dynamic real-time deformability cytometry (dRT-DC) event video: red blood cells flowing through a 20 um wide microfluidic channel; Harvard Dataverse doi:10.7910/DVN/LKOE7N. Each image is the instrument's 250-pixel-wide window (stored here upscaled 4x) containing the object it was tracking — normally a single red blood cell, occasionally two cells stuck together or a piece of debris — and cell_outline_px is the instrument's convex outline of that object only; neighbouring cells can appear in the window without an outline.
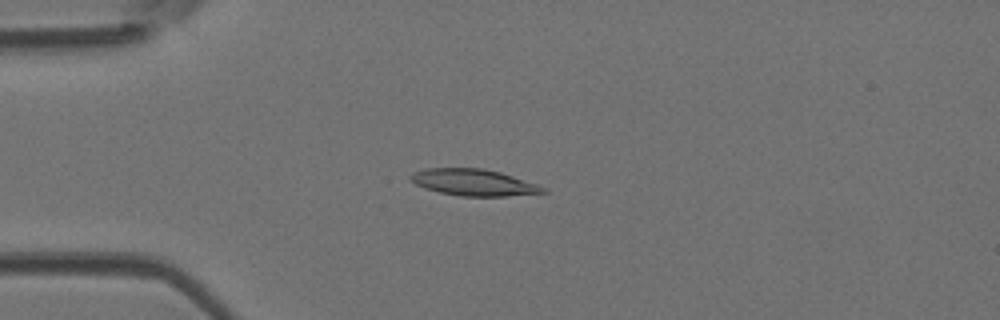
{"species": "Egyptian fruit bat (a non-hibernating species)", "species_latin": "Rousettus aegyptiacus", "temperature_condition": "room temperature", "stored_images_in_passage": 49, "camera_frame_rate_fps": 3000, "um_per_image_px": 0.085, "animal": {"sex": "female"}, "frame": {"image": 1, "passage_image": 12, "time_ms": 3.667, "image_size_px": [1000, 320], "cell_outline_px": [[548, 192], [504, 196], [460, 196], [440, 192], [424, 188], [408, 180], [408, 176], [412, 172], [424, 168], [484, 168], [500, 172], [548, 188]], "centroid_in_image_um": [40.21, 15.5], "position_along_channel_um": 44.8, "area_um2": 20.58}}
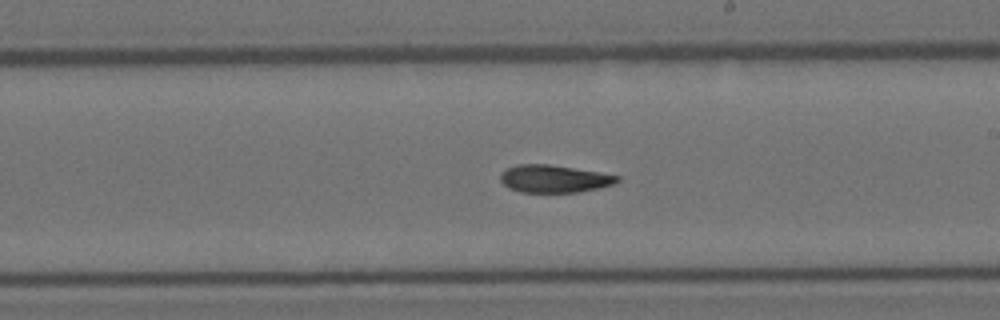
{"frame": {"image": 2, "passage_image": 28, "time_ms": 9.0, "image_size_px": [1000, 320], "cell_outline_px": [[620, 180], [616, 184], [600, 188], [580, 192], [520, 192], [508, 188], [500, 180], [500, 172], [516, 164], [548, 164], [620, 176]], "centroid_in_image_um": [47.09, 15.2], "position_along_channel_um": 241.9, "area_um2": 18.79}}
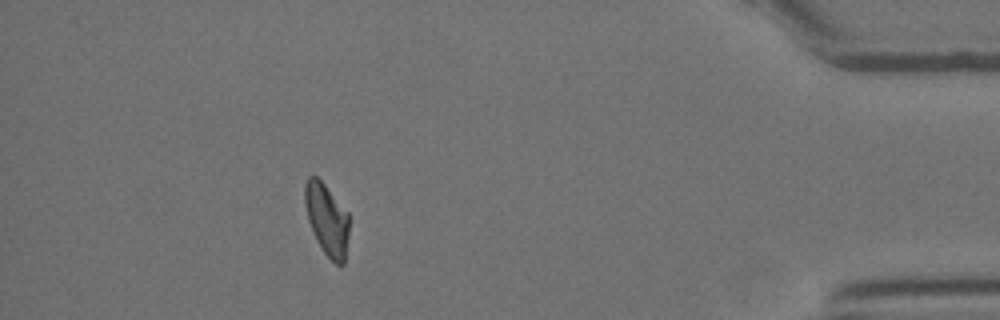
{"frame": {"image": 3, "passage_image": 44, "time_ms": 14.333, "image_size_px": [1000, 320], "cell_outline_px": [[348, 236], [344, 264], [336, 264], [324, 252], [316, 240], [308, 220], [304, 204], [304, 184], [308, 176], [316, 176], [324, 184], [348, 212]], "centroid_in_image_um": [27.76, 18.63], "position_along_channel_um": 407.4, "area_um2": 18.38}, "authors_computed_cell_mechanics": {"area_um2": 19.5942, "velocity_mm_per_s": 4.0673, "shape_relaxation_time_tau1_ms": null, "shape_relaxation_time_tau2_ms": 5.4281, "deformation_change_tau1": null, "deformation_change_tau2": 0.1283}}